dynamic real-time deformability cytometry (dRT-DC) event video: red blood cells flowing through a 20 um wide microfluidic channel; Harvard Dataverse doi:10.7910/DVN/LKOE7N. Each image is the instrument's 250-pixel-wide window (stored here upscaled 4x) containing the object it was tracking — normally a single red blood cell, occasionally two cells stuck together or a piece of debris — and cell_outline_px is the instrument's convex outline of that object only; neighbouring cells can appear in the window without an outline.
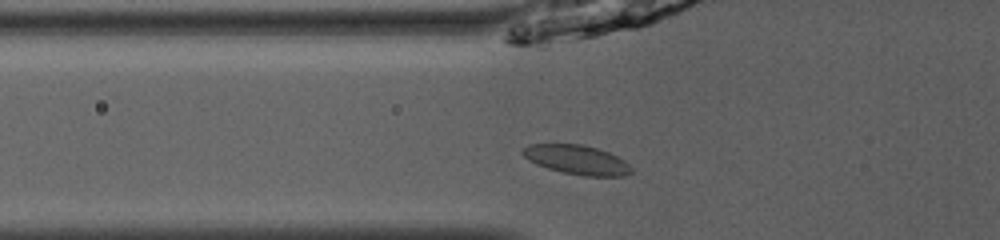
{"species": "common noctule bat (a hibernating species)", "species_latin": "Nyctalus noctula", "temperature_condition": "room temperature", "stored_images_in_passage": 34, "camera_frame_rate_fps": 3000, "um_per_image_px": 0.085, "animal": {"sex": "male", "body_mass_g": 13.0, "forearm_length_mm": 53.1}, "frame": {"image": 1, "passage_image": 3, "time_ms": 0.667, "image_size_px": [1000, 240], "cell_outline_px": [[632, 172], [624, 176], [584, 176], [564, 172], [548, 168], [536, 164], [528, 160], [520, 152], [528, 144], [580, 144], [596, 148], [608, 152], [624, 160], [632, 168]], "centroid_in_image_um": [49.02, 13.58], "position_along_channel_um": 76.8, "area_um2": 18.44}}
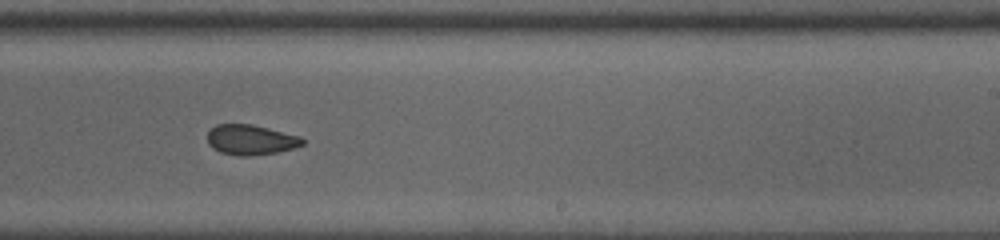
{"frame": {"image": 2, "passage_image": 17, "time_ms": 5.333, "image_size_px": [1000, 240], "cell_outline_px": [[304, 144], [292, 148], [276, 152], [248, 156], [240, 156], [220, 152], [212, 148], [208, 144], [208, 132], [216, 124], [252, 124], [300, 136], [304, 140]], "centroid_in_image_um": [21.29, 11.88], "position_along_channel_um": 267.7, "area_um2": 16.59}}
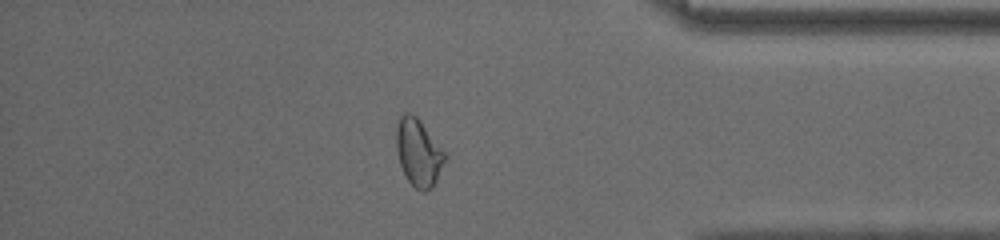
{"frame": {"image": 3, "passage_image": 28, "time_ms": 9.0, "image_size_px": [1000, 240], "cell_outline_px": [[444, 160], [436, 180], [432, 188], [424, 192], [420, 192], [408, 180], [400, 164], [396, 148], [396, 128], [400, 116], [404, 112], [408, 112], [416, 116], [420, 120], [444, 152]], "centroid_in_image_um": [35.53, 12.96], "position_along_channel_um": 399.7, "area_um2": 18.61}, "authors_computed_cell_mechanics": {"area_um2": 17.8602, "velocity_mm_per_s": 4.0611, "shape_relaxation_time_tau1_ms": 6.9533, "shape_relaxation_time_tau2_ms": 2.5004, "deformation_change_tau1": 0.1255, "deformation_change_tau2": 0.0652}}